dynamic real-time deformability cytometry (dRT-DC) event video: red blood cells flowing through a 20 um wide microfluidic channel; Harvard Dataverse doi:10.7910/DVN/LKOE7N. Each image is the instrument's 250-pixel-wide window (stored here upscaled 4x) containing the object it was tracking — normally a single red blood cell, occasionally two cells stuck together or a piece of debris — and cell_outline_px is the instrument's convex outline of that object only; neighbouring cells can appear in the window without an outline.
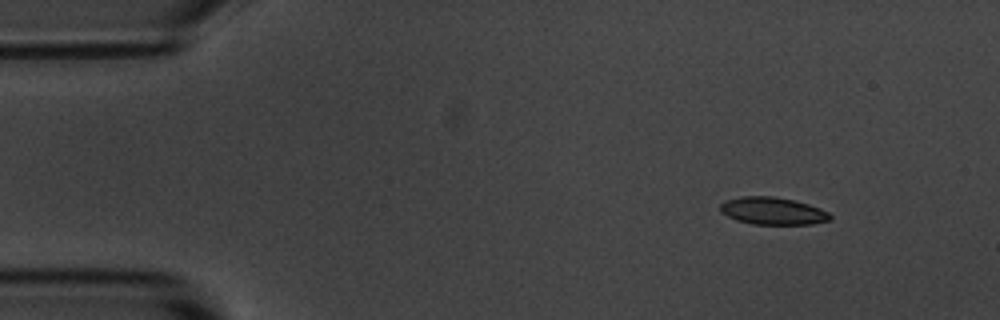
{"species": "common noctule bat (a hibernating species)", "species_latin": "Nyctalus noctula", "temperature_condition": "room temperature", "stored_images_in_passage": 4, "camera_frame_rate_fps": 3000, "um_per_image_px": 0.085, "animal": {"sex": "male", "body_mass_g": 20.1, "forearm_length_mm": 53.5}, "frame": {"image": 1, "passage_image": 1, "time_ms": 0.0, "image_size_px": [1000, 320], "cell_outline_px": [[832, 220], [812, 224], [752, 224], [736, 220], [720, 212], [720, 204], [724, 200], [744, 196], [772, 196], [792, 200], [808, 204], [820, 208], [828, 212], [832, 216]], "centroid_in_image_um": [65.68, 17.93], "position_along_channel_um": 19.3, "area_um2": 17.57}}
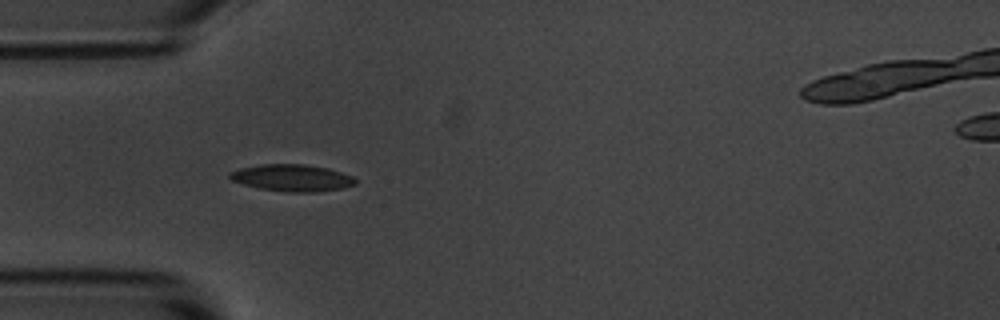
{"frame": {"image": 2, "passage_image": 3, "time_ms": 3.333, "image_size_px": [1000, 320], "cell_outline_px": [[356, 184], [344, 188], [316, 192], [288, 192], [260, 188], [244, 184], [232, 180], [228, 176], [228, 172], [240, 168], [260, 164], [304, 164], [328, 168], [352, 176], [356, 180]], "centroid_in_image_um": [24.83, 15.11], "position_along_channel_um": 60.2, "area_um2": 19.65}}